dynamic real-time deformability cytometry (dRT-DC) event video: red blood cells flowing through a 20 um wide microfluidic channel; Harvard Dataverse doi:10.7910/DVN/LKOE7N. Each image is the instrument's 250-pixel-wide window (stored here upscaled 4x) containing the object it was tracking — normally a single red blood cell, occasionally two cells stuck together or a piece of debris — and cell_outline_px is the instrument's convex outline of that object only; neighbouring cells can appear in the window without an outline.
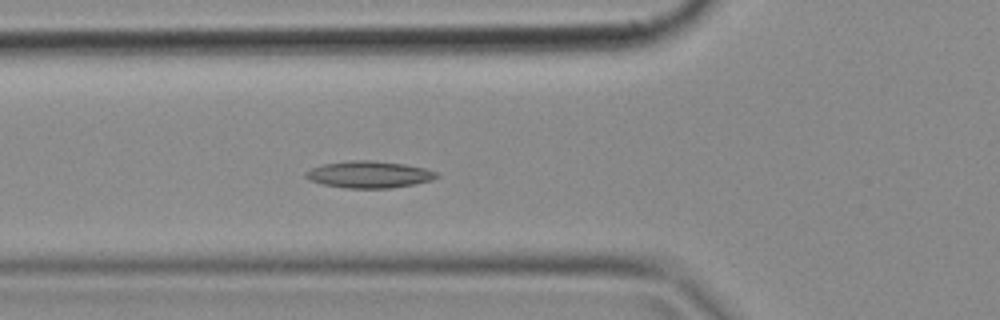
{"species": "common noctule bat (a hibernating species)", "species_latin": "Nyctalus noctula", "temperature_condition": "cold", "stored_images_in_passage": 50, "camera_frame_rate_fps": 3000, "um_per_image_px": 0.085, "animal": {"sex": "female", "body_mass_g": 18.4}, "frame": {"image": 1, "passage_image": 18, "time_ms": 5.667, "image_size_px": [1000, 320], "cell_outline_px": [[440, 176], [432, 180], [392, 188], [344, 188], [324, 184], [308, 180], [304, 176], [304, 172], [312, 168], [324, 164], [348, 160], [372, 160], [404, 164], [424, 168], [436, 172]], "centroid_in_image_um": [31.35, 14.83], "position_along_channel_um": 94.5, "area_um2": 20.46}}
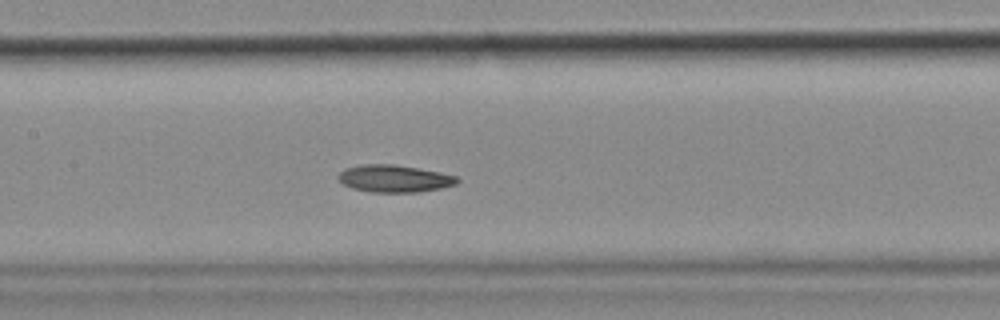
{"frame": {"image": 2, "passage_image": 24, "time_ms": 7.667, "image_size_px": [1000, 320], "cell_outline_px": [[460, 180], [456, 184], [440, 188], [420, 192], [368, 192], [352, 188], [344, 184], [336, 176], [344, 168], [364, 164], [392, 164], [440, 172], [456, 176]], "centroid_in_image_um": [33.5, 15.18], "position_along_channel_um": 173.9, "area_um2": 18.84}}
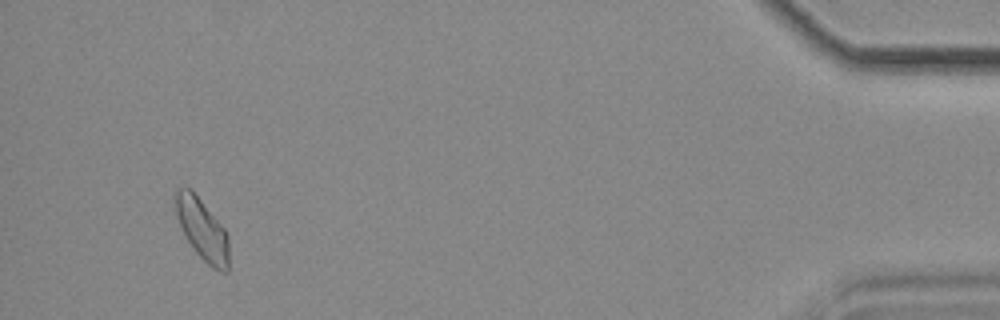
{"frame": {"image": 3, "passage_image": 48, "time_ms": 15.667, "image_size_px": [1000, 320], "cell_outline_px": [[228, 272], [220, 272], [212, 268], [196, 252], [188, 240], [176, 216], [172, 200], [172, 192], [180, 188], [192, 188], [224, 228], [228, 236]], "centroid_in_image_um": [17.15, 19.43], "position_along_channel_um": 418.0, "area_um2": 19.31}}